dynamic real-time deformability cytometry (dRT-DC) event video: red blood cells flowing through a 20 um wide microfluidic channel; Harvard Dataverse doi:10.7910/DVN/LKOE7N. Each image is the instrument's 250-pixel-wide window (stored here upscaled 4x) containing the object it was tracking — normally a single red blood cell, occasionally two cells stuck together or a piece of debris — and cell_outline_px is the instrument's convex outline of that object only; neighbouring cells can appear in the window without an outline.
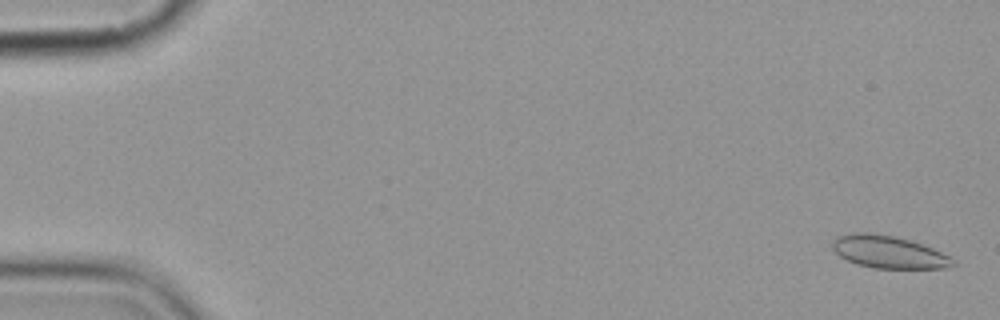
{"species": "common noctule bat (a hibernating species)", "species_latin": "Nyctalus noctula", "temperature_condition": "cold", "stored_images_in_passage": 9, "camera_frame_rate_fps": 3000, "um_per_image_px": 0.085, "animal": {"sex": "female", "body_mass_g": 19.9}, "frame": {"image": 1, "passage_image": 1, "time_ms": 0.0, "image_size_px": [1000, 320], "cell_outline_px": [[956, 264], [952, 268], [876, 268], [856, 264], [840, 256], [832, 248], [832, 240], [836, 236], [852, 232], [868, 232], [892, 236], [908, 240], [932, 248], [952, 256], [956, 260]], "centroid_in_image_um": [75.55, 21.42], "position_along_channel_um": 9.4, "area_um2": 22.89}}
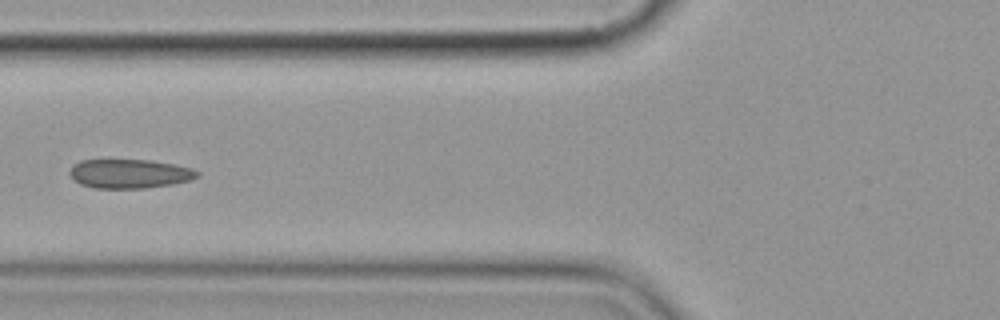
{"frame": {"image": 2, "passage_image": 7, "time_ms": 7.0, "image_size_px": [1000, 320], "cell_outline_px": [[200, 176], [192, 180], [172, 184], [144, 188], [96, 188], [80, 184], [72, 180], [68, 172], [72, 164], [80, 160], [148, 160], [172, 164], [192, 168], [200, 172]], "centroid_in_image_um": [10.99, 14.76], "position_along_channel_um": 114.8, "area_um2": 21.79}}
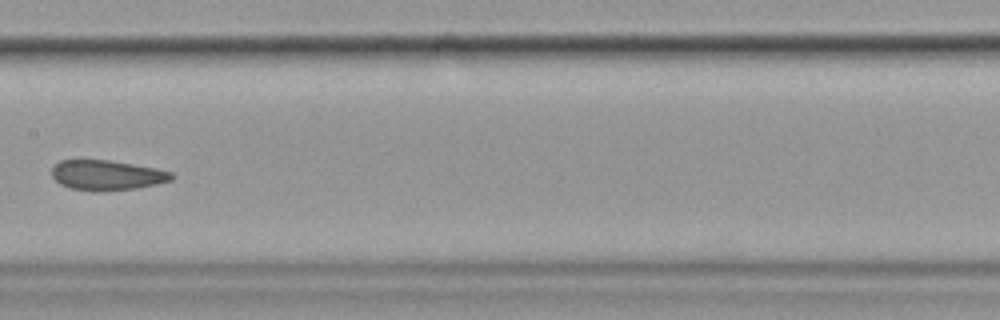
{"frame": {"image": 3, "passage_image": 9, "time_ms": 9.333, "image_size_px": [1000, 320], "cell_outline_px": [[176, 176], [172, 180], [156, 184], [136, 188], [96, 192], [92, 192], [68, 188], [60, 184], [52, 176], [52, 168], [60, 160], [108, 160], [156, 168], [172, 172]], "centroid_in_image_um": [9.08, 14.9], "position_along_channel_um": 198.3, "area_um2": 21.1}}